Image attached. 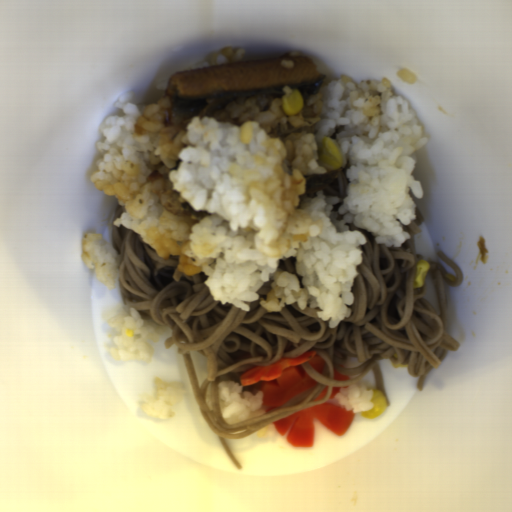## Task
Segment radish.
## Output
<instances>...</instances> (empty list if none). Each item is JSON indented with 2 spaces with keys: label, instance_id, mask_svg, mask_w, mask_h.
<instances>
[{
  "label": "radish",
  "instance_id": "1",
  "mask_svg": "<svg viewBox=\"0 0 512 512\" xmlns=\"http://www.w3.org/2000/svg\"><path fill=\"white\" fill-rule=\"evenodd\" d=\"M302 364L309 365L320 374L326 368V360L312 350L297 357L278 358L268 365L247 370L240 375V383L242 387L260 383L262 406L265 413H268L318 386L319 383Z\"/></svg>",
  "mask_w": 512,
  "mask_h": 512
},
{
  "label": "radish",
  "instance_id": "2",
  "mask_svg": "<svg viewBox=\"0 0 512 512\" xmlns=\"http://www.w3.org/2000/svg\"><path fill=\"white\" fill-rule=\"evenodd\" d=\"M354 417V412L347 411L333 402H325L275 420L272 424L282 437L288 431L285 440L292 446L312 448L314 421L320 422L338 436H342L351 427Z\"/></svg>",
  "mask_w": 512,
  "mask_h": 512
},
{
  "label": "radish",
  "instance_id": "3",
  "mask_svg": "<svg viewBox=\"0 0 512 512\" xmlns=\"http://www.w3.org/2000/svg\"><path fill=\"white\" fill-rule=\"evenodd\" d=\"M350 379L349 375H341L336 369L333 371V380Z\"/></svg>",
  "mask_w": 512,
  "mask_h": 512
}]
</instances>
